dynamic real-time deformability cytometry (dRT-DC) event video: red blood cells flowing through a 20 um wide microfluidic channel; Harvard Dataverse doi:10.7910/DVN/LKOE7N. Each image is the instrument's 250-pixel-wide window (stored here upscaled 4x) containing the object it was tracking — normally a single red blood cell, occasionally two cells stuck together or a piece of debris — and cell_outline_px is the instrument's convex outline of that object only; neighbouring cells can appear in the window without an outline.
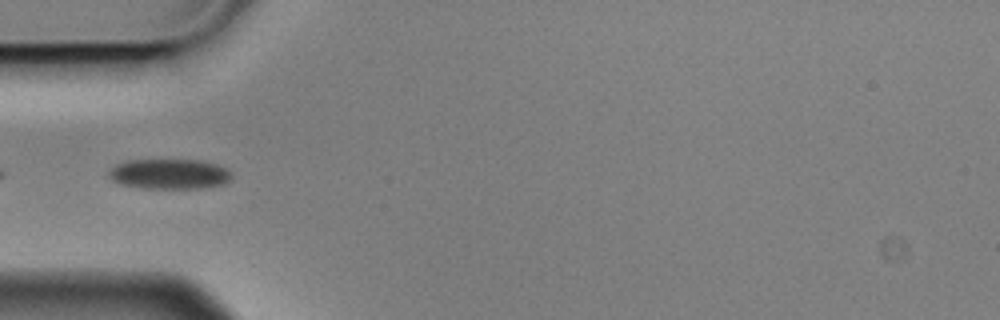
{"species": "Egyptian fruit bat (a non-hibernating species)", "species_latin": "Rousettus aegyptiacus", "temperature_condition": "cold", "stored_images_in_passage": 5, "camera_frame_rate_fps": 3000, "um_per_image_px": 0.085, "animal": {"sex": "male"}, "frame": {"image": 1, "passage_image": 5, "time_ms": 1.333, "image_size_px": [1000, 320], "cell_outline_px": [[232, 176], [224, 184], [200, 188], [144, 188], [120, 184], [112, 180], [108, 176], [108, 172], [116, 164], [128, 160], [200, 160], [216, 164], [232, 172]], "centroid_in_image_um": [14.38, 14.79], "position_along_channel_um": 70.6, "area_um2": 21.5}}